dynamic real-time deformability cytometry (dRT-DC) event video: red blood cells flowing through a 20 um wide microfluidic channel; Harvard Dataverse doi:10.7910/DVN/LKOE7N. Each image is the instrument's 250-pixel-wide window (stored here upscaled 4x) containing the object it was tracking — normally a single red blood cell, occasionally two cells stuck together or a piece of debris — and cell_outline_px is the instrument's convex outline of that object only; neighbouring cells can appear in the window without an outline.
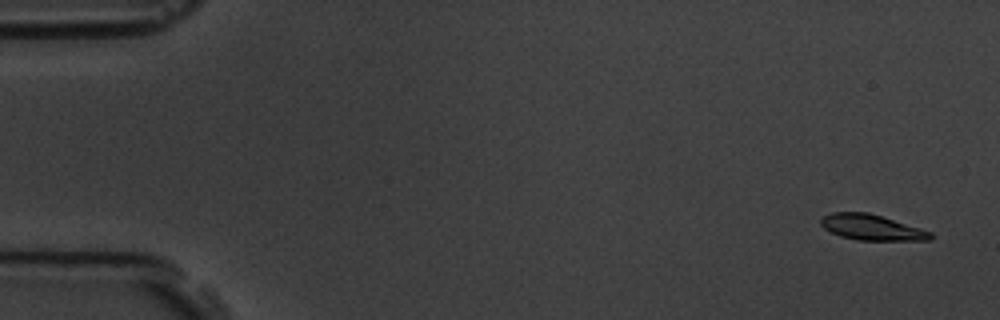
{"species": "common noctule bat (a hibernating species)", "species_latin": "Nyctalus noctula", "temperature_condition": "room temperature", "stored_images_in_passage": 4, "camera_frame_rate_fps": 3000, "um_per_image_px": 0.085, "animal": {"sex": "male", "body_mass_g": 19.5, "forearm_length_mm": 54.6}, "frame": {"image": 1, "passage_image": 1, "time_ms": 0.0, "image_size_px": [1000, 320], "cell_outline_px": [[932, 240], [856, 240], [840, 236], [824, 228], [820, 224], [820, 220], [824, 216], [832, 212], [868, 212], [920, 228], [932, 232]], "centroid_in_image_um": [74.08, 19.33], "position_along_channel_um": 10.9, "area_um2": 16.24}}